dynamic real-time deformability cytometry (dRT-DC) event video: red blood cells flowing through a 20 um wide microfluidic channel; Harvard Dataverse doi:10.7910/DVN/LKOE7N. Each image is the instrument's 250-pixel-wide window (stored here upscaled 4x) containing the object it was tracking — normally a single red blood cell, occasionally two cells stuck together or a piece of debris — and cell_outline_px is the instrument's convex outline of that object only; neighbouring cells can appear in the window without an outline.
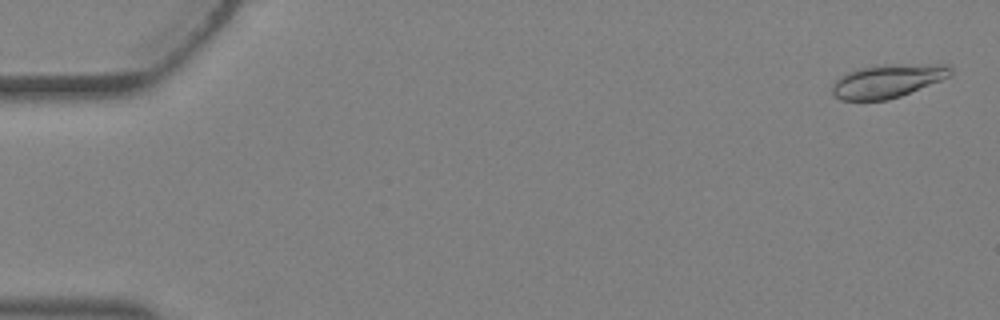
{"species": "Egyptian fruit bat (a non-hibernating species)", "species_latin": "Rousettus aegyptiacus", "temperature_condition": "warm", "stored_images_in_passage": 4, "camera_frame_rate_fps": 3000, "um_per_image_px": 0.085, "animal": {"sex": "female"}, "frame": {"image": 1, "passage_image": 1, "time_ms": 0.0, "image_size_px": [1000, 320], "cell_outline_px": [[952, 72], [948, 76], [940, 80], [900, 96], [888, 100], [840, 100], [832, 96], [832, 84], [840, 76], [848, 72], [860, 68], [876, 64], [952, 64]], "centroid_in_image_um": [75.42, 6.87], "position_along_channel_um": 9.6, "area_um2": 23.18}}
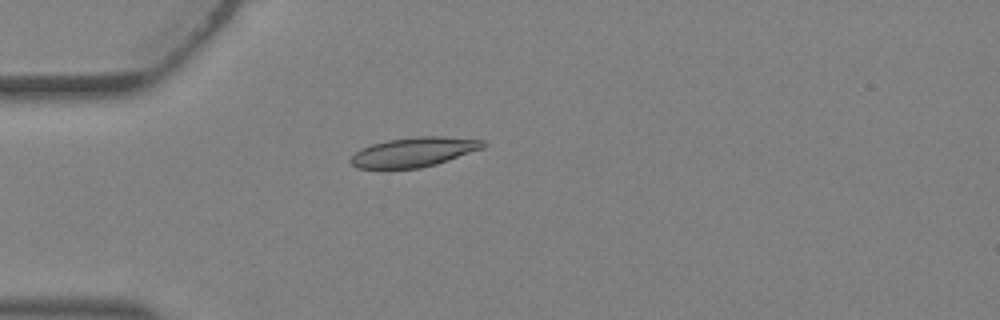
{"frame": {"image": 2, "passage_image": 4, "time_ms": 1.0, "image_size_px": [1000, 320], "cell_outline_px": [[488, 144], [484, 148], [436, 164], [420, 168], [384, 172], [356, 168], [348, 160], [360, 148], [372, 144], [388, 140], [416, 136], [444, 136], [484, 140]], "centroid_in_image_um": [35.11, 12.97], "position_along_channel_um": 49.9, "area_um2": 23.76}}